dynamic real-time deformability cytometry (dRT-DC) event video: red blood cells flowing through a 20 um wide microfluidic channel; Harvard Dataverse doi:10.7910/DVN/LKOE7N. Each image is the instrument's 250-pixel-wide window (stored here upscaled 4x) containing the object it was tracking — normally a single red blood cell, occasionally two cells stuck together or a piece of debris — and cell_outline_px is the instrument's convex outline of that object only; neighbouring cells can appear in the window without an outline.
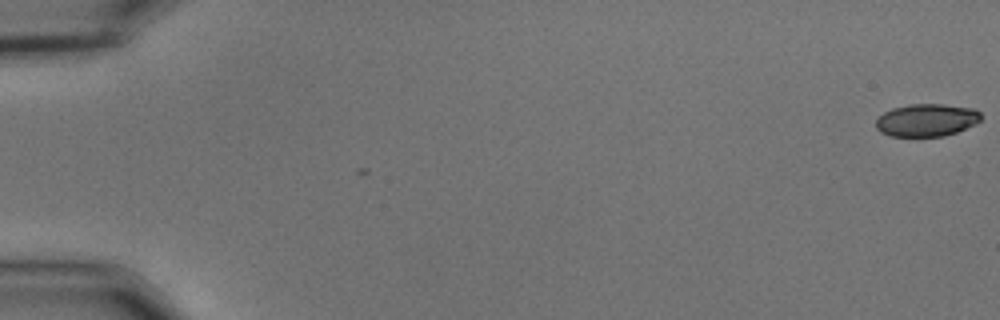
{"species": "common noctule bat (a hibernating species)", "species_latin": "Nyctalus noctula", "temperature_condition": "cold", "stored_images_in_passage": 2, "camera_frame_rate_fps": 3000, "um_per_image_px": 0.085, "animal": {"sex": "male", "body_mass_g": 15.6}, "frame": {"image": 1, "passage_image": 1, "time_ms": 0.0, "image_size_px": [1000, 320], "cell_outline_px": [[980, 120], [976, 124], [956, 132], [944, 136], [892, 136], [880, 132], [876, 128], [876, 120], [884, 112], [892, 108], [912, 104], [944, 104], [972, 108], [980, 112]], "centroid_in_image_um": [78.76, 10.21], "position_along_channel_um": 6.2, "area_um2": 19.88}}